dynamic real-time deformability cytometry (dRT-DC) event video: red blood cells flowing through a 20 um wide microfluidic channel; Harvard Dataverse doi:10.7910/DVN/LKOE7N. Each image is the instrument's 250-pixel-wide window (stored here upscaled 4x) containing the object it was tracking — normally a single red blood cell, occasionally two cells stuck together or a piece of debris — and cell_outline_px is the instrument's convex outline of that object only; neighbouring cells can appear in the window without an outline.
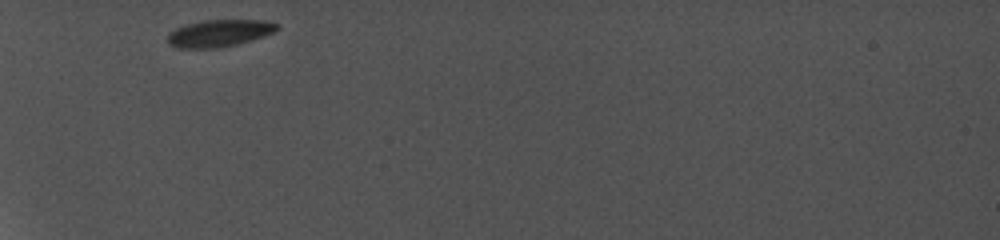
{"species": "common noctule bat (a hibernating species)", "species_latin": "Nyctalus noctula", "temperature_condition": "cold", "stored_images_in_passage": 52, "camera_frame_rate_fps": 5000, "um_per_image_px": 0.085, "animal": {"sex": "female", "body_mass_g": 19.0, "forearm_length_mm": 56.7}, "frame": {"image": 1, "passage_image": 1, "time_ms": 0.0, "image_size_px": [1000, 240], "cell_outline_px": [[280, 28], [264, 36], [236, 44], [220, 48], [176, 48], [168, 44], [168, 32], [184, 24], [204, 20], [264, 20], [280, 24]], "centroid_in_image_um": [18.61, 2.82], "position_along_channel_um": 66.4, "area_um2": 17.4}}
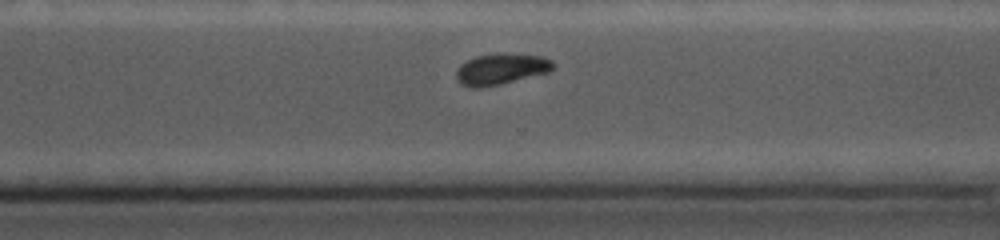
{"frame": {"image": 2, "passage_image": 38, "time_ms": 7.4, "image_size_px": [1000, 240], "cell_outline_px": [[556, 64], [548, 72], [500, 84], [480, 88], [472, 88], [460, 84], [456, 80], [456, 72], [460, 64], [476, 56], [540, 56], [552, 60]], "centroid_in_image_um": [42.53, 5.93], "position_along_channel_um": 328.1, "area_um2": 16.7}}
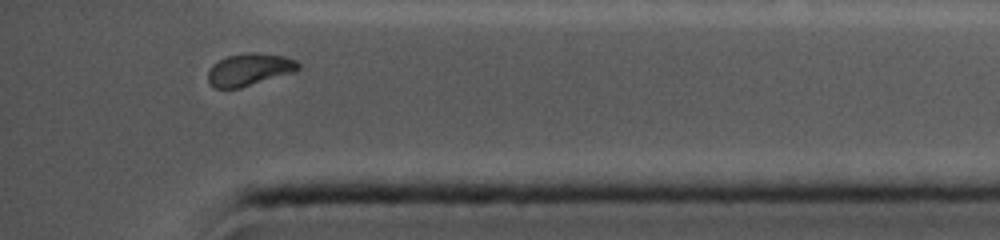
{"frame": {"image": 3, "passage_image": 49, "time_ms": 9.6, "image_size_px": [1000, 240], "cell_outline_px": [[300, 68], [296, 72], [240, 88], [216, 88], [208, 80], [208, 72], [212, 64], [228, 56], [248, 52], [256, 52], [284, 56], [296, 60], [300, 64]], "centroid_in_image_um": [21.24, 5.91], "position_along_channel_um": 414.0, "area_um2": 17.05}, "authors_computed_cell_mechanics": {"area_um2": 18.0914, "velocity_mm_per_s": 3.8382, "shape_relaxation_time_tau1_ms": 5.083, "shape_relaxation_time_tau2_ms": null, "deformation_change_tau1": 0.1055, "deformation_change_tau2": null}}